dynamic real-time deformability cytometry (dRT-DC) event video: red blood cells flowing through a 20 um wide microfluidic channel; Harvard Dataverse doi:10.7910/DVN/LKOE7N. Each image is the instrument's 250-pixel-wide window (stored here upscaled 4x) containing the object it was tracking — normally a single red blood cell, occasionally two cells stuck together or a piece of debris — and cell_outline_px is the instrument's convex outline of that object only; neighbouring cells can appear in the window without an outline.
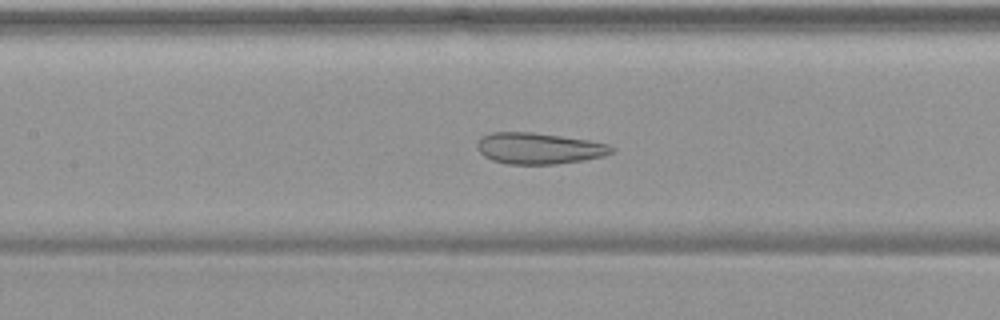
{"species": "common noctule bat (a hibernating species)", "species_latin": "Nyctalus noctula", "temperature_condition": "warm", "stored_images_in_passage": 55, "segment_of_instrument_passage": [1, 2], "camera_frame_rate_fps": 3000, "um_per_image_px": 0.085, "animal": {"sex": "female", "body_mass_g": 19.9}, "frame": {"image": 1, "passage_image": 25, "time_ms": 8.0, "image_size_px": [1000, 320], "cell_outline_px": [[616, 152], [604, 156], [584, 160], [556, 164], [508, 164], [492, 160], [484, 156], [476, 148], [476, 144], [480, 136], [492, 132], [532, 132], [588, 140], [608, 144], [616, 148]], "centroid_in_image_um": [45.81, 12.61], "position_along_channel_um": 161.6, "area_um2": 24.68}}
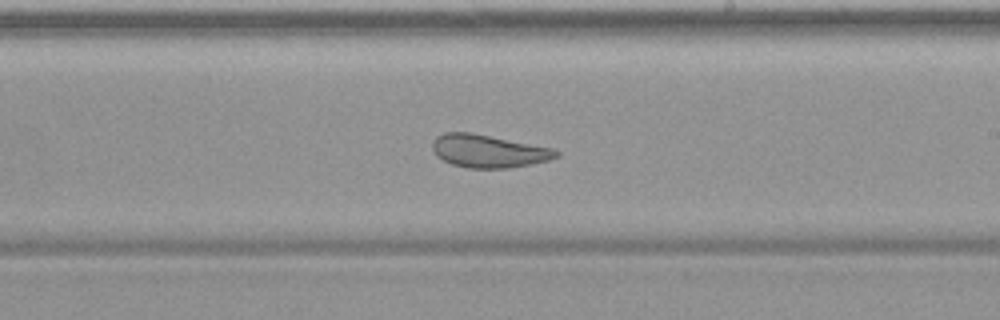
{"frame": {"image": 2, "passage_image": 32, "time_ms": 10.333, "image_size_px": [1000, 320], "cell_outline_px": [[560, 156], [548, 160], [508, 168], [468, 168], [452, 164], [436, 156], [432, 148], [432, 140], [436, 136], [444, 132], [472, 132], [556, 148], [560, 152]], "centroid_in_image_um": [41.53, 12.82], "position_along_channel_um": 247.5, "area_um2": 23.99}}
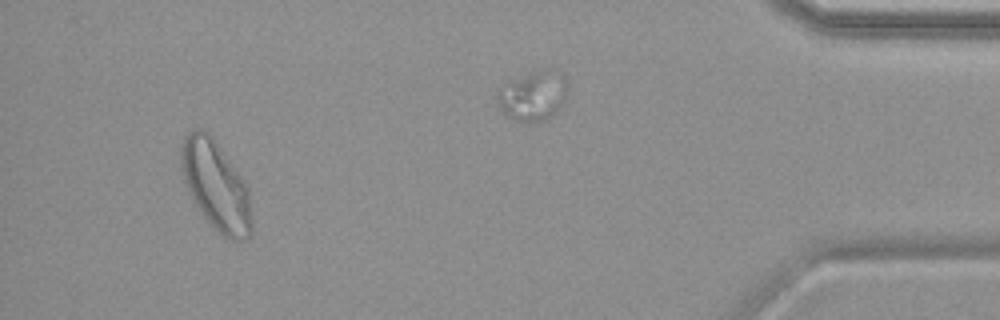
{"frame": {"image": 3, "passage_image": 51, "time_ms": 16.667, "image_size_px": [1000, 320], "cell_outline_px": [[252, 232], [248, 236], [240, 240], [228, 240], [204, 216], [192, 200], [184, 180], [180, 164], [180, 148], [184, 136], [188, 132], [196, 128], [200, 128], [208, 132], [212, 136], [248, 184], [252, 216]], "centroid_in_image_um": [18.36, 15.74], "position_along_channel_um": 416.8, "area_um2": 36.88}}